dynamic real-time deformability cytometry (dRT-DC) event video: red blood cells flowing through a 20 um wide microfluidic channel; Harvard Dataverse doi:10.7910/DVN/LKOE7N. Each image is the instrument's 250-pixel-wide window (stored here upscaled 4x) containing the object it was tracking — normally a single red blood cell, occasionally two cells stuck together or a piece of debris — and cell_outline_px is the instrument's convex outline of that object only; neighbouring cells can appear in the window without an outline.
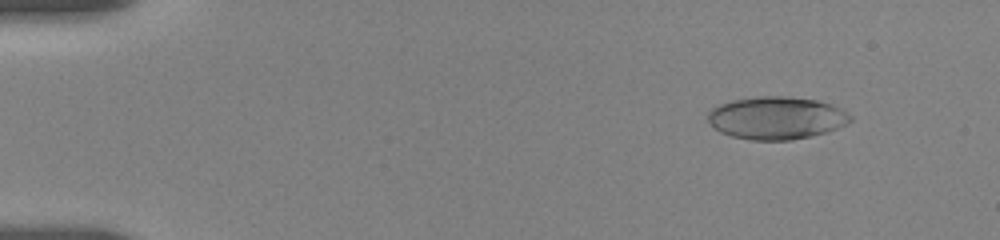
{"species": "human", "species_latin": "Homo sapiens", "temperature_condition": "room temperature", "stored_images_in_passage": 9, "camera_frame_rate_fps": 3000, "um_per_image_px": 0.085, "donor": {"sex": "female"}, "frame": {"image": 1, "passage_image": 4, "time_ms": 1.667, "image_size_px": [1000, 240], "cell_outline_px": [[852, 120], [836, 128], [824, 132], [792, 140], [752, 140], [732, 136], [720, 132], [708, 120], [708, 112], [712, 108], [720, 104], [732, 100], [760, 96], [784, 96], [816, 100], [832, 104], [840, 108], [852, 116]], "centroid_in_image_um": [65.98, 10.02], "position_along_channel_um": 19.0, "area_um2": 35.08}}
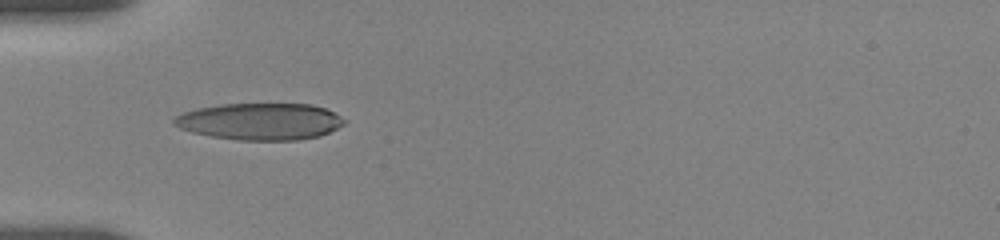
{"frame": {"image": 2, "passage_image": 8, "time_ms": 5.667, "image_size_px": [1000, 240], "cell_outline_px": [[348, 120], [344, 124], [320, 136], [300, 140], [240, 140], [212, 136], [192, 132], [180, 128], [172, 124], [172, 120], [176, 116], [184, 112], [196, 108], [220, 104], [312, 104], [324, 108]], "centroid_in_image_um": [22.1, 10.32], "position_along_channel_um": 62.9, "area_um2": 36.53}}
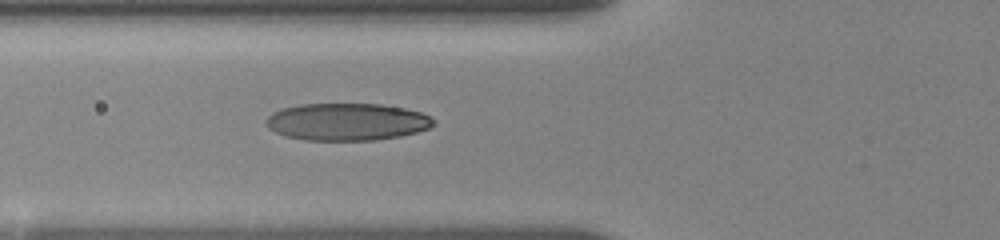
{"frame": {"image": 3, "passage_image": 9, "time_ms": 6.667, "image_size_px": [1000, 240], "cell_outline_px": [[436, 124], [428, 128], [416, 132], [400, 136], [376, 140], [304, 140], [284, 136], [268, 128], [264, 124], [264, 120], [272, 112], [284, 108], [300, 104], [380, 104], [404, 108], [420, 112], [436, 120]], "centroid_in_image_um": [29.46, 10.36], "position_along_channel_um": 96.3, "area_um2": 36.53}}